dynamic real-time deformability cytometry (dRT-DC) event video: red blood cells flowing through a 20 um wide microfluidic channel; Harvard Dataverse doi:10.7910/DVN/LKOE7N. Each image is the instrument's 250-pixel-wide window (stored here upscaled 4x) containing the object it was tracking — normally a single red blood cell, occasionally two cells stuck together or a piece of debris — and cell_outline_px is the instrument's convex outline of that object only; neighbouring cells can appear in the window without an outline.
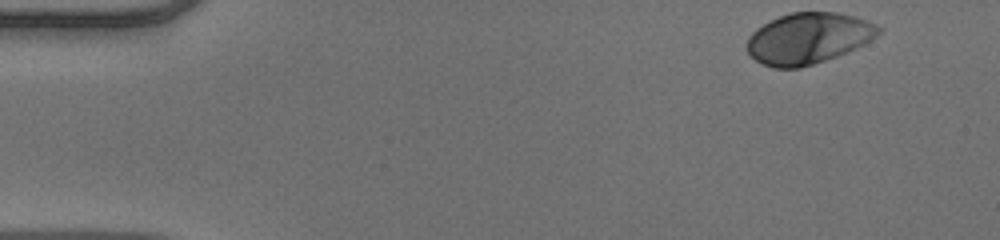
{"species": "human", "species_latin": "Homo sapiens", "temperature_condition": "warm", "stored_images_in_passage": 48, "camera_frame_rate_fps": 3000, "um_per_image_px": 0.085, "donor": {"sex": "male"}, "frame": {"image": 1, "passage_image": 1, "time_ms": 0.0, "image_size_px": [1000, 240], "cell_outline_px": [[884, 28], [876, 36], [864, 44], [856, 48], [836, 56], [800, 68], [772, 68], [756, 60], [748, 52], [748, 36], [756, 28], [780, 16], [792, 12], [836, 12], [852, 16], [876, 24]], "centroid_in_image_um": [68.71, 3.26], "position_along_channel_um": 16.3, "area_um2": 38.73}}
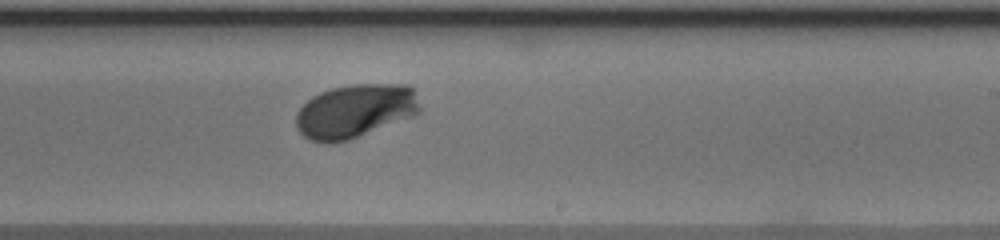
{"frame": {"image": 2, "passage_image": 28, "time_ms": 9.0, "image_size_px": [1000, 240], "cell_outline_px": [[420, 112], [412, 116], [348, 140], [332, 144], [328, 144], [312, 140], [304, 136], [296, 128], [296, 112], [312, 96], [320, 92], [332, 88], [352, 84], [408, 84], [412, 88], [420, 108]], "centroid_in_image_um": [30.15, 9.43], "position_along_channel_um": 258.9, "area_um2": 38.55}}
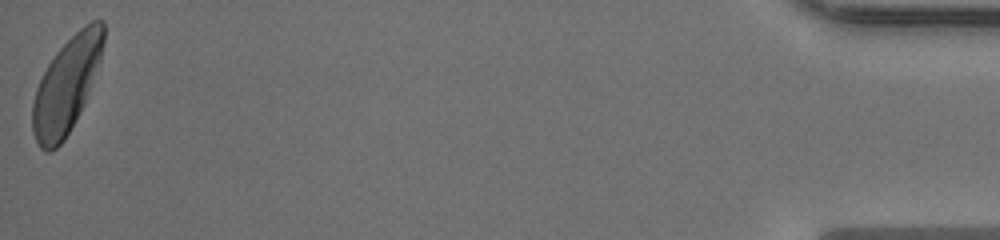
{"frame": {"image": 3, "passage_image": 48, "time_ms": 15.667, "image_size_px": [1000, 240], "cell_outline_px": [[104, 40], [100, 60], [84, 104], [64, 140], [56, 148], [48, 152], [44, 152], [40, 148], [32, 132], [32, 104], [36, 88], [48, 64], [56, 52], [84, 24], [92, 20], [104, 20]], "centroid_in_image_um": [5.64, 7.26], "position_along_channel_um": 429.6, "area_um2": 38.96}, "authors_computed_cell_mechanics": {"area_um2": 38.2347, "velocity_mm_per_s": 3.9743, "shape_relaxation_time_tau1_ms": 2.4876, "shape_relaxation_time_tau2_ms": null, "deformation_change_tau1": 0.1667, "deformation_change_tau2": null}}